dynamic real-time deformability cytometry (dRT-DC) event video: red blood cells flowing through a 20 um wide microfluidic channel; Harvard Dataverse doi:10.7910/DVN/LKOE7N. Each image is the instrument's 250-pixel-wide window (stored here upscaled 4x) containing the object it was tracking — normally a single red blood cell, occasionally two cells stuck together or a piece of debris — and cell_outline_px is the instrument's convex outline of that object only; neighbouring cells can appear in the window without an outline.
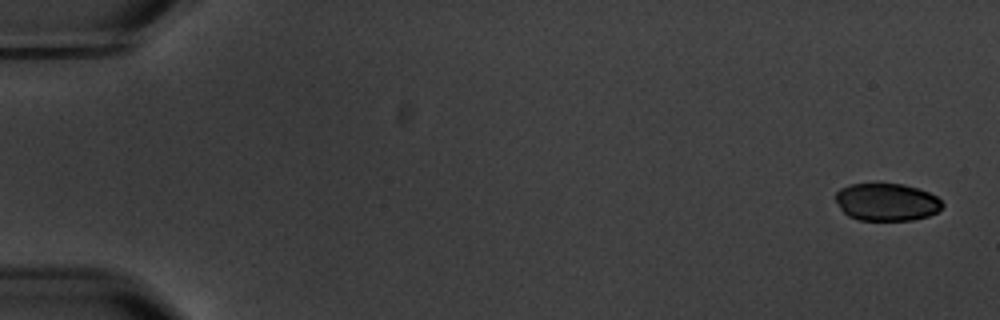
{"species": "common noctule bat (a hibernating species)", "species_latin": "Nyctalus noctula", "temperature_condition": "warm", "stored_images_in_passage": 6, "camera_frame_rate_fps": 3000, "um_per_image_px": 0.085, "animal": {"sex": "male", "body_mass_g": 20.1, "forearm_length_mm": 53.5}, "frame": {"image": 1, "passage_image": 1, "time_ms": 0.0, "image_size_px": [1000, 320], "cell_outline_px": [[944, 204], [936, 212], [928, 216], [912, 220], [860, 220], [848, 216], [840, 208], [836, 200], [836, 192], [840, 188], [848, 184], [904, 184], [928, 192], [936, 196]], "centroid_in_image_um": [75.35, 17.17], "position_along_channel_um": 9.7, "area_um2": 23.24}}
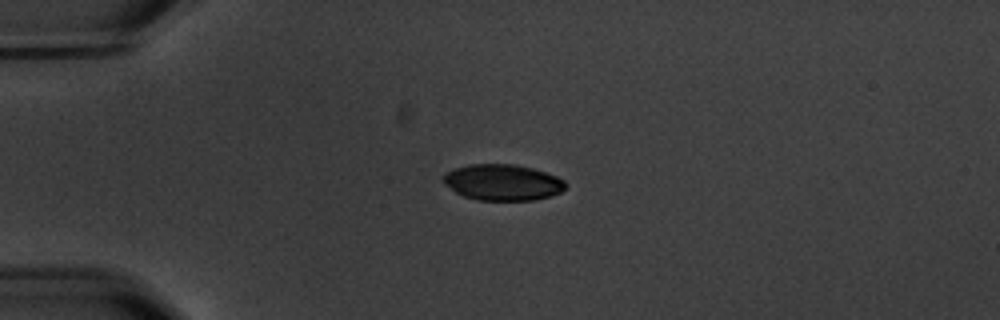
{"frame": {"image": 2, "passage_image": 4, "time_ms": 4.333, "image_size_px": [1000, 320], "cell_outline_px": [[568, 184], [560, 192], [548, 196], [532, 200], [476, 200], [464, 196], [456, 192], [444, 184], [444, 176], [448, 172], [456, 168], [468, 164], [516, 164], [532, 168], [556, 176], [564, 180]], "centroid_in_image_um": [42.73, 15.5], "position_along_channel_um": 42.3, "area_um2": 25.49}}